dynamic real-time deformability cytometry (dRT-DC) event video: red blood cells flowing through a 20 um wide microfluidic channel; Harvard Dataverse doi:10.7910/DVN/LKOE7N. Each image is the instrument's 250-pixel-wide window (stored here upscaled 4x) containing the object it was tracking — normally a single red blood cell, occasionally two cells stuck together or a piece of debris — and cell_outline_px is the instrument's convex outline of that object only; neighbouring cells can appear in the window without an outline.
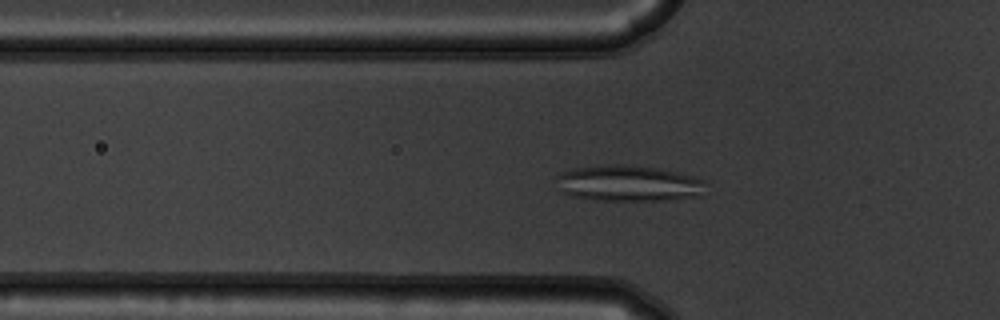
{"species": "common noctule bat (a hibernating species)", "species_latin": "Nyctalus noctula", "temperature_condition": "warm", "stored_images_in_passage": 39, "camera_frame_rate_fps": 3000, "um_per_image_px": 0.085, "animal": {"sex": "male", "body_mass_g": 19.5, "forearm_length_mm": 54.6}, "frame": {"image": 1, "passage_image": 3, "time_ms": 0.667, "image_size_px": [1000, 320], "cell_outline_px": [[704, 196], [668, 200], [596, 200], [572, 196], [560, 192], [556, 176], [564, 172], [576, 168], [608, 164], [624, 164], [660, 168], [692, 176], [704, 180]], "centroid_in_image_um": [53.45, 15.59], "position_along_channel_um": 72.4, "area_um2": 31.5}}
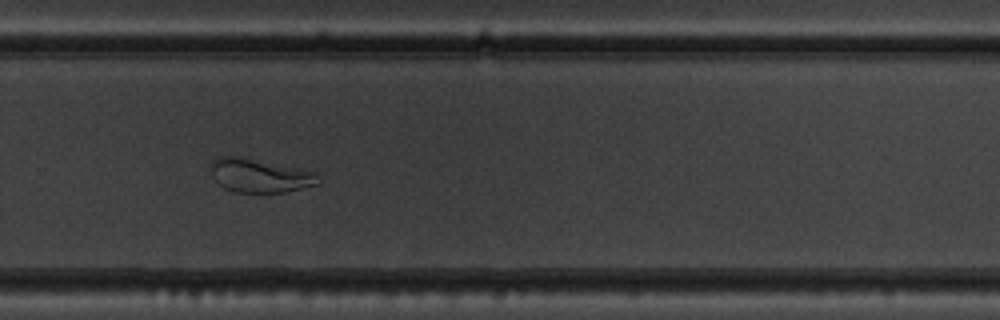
{"frame": {"image": 2, "passage_image": 22, "time_ms": 7.0, "image_size_px": [1000, 320], "cell_outline_px": [[316, 184], [284, 192], [236, 192], [224, 188], [212, 176], [212, 160], [220, 156], [240, 156], [304, 168], [316, 172]], "centroid_in_image_um": [22.06, 14.9], "position_along_channel_um": 307.7, "area_um2": 20.98}}
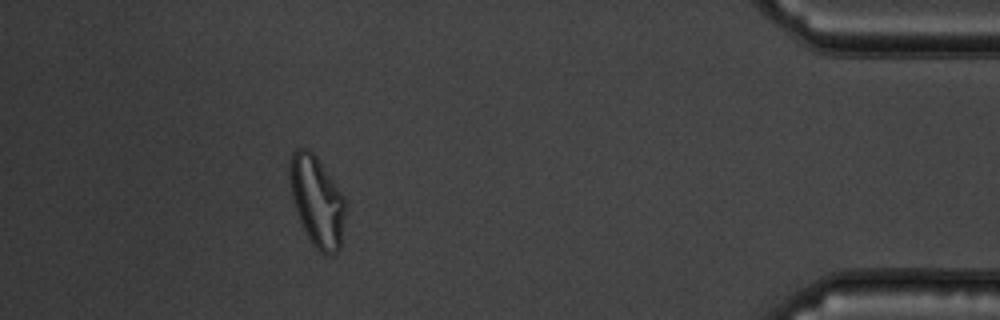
{"frame": {"image": 3, "passage_image": 34, "time_ms": 11.0, "image_size_px": [1000, 320], "cell_outline_px": [[344, 216], [340, 248], [332, 256], [320, 252], [312, 244], [296, 212], [292, 200], [288, 176], [288, 164], [292, 152], [296, 148], [308, 148], [316, 156], [344, 196]], "centroid_in_image_um": [26.9, 17.07], "position_along_channel_um": 408.3, "area_um2": 29.25}}